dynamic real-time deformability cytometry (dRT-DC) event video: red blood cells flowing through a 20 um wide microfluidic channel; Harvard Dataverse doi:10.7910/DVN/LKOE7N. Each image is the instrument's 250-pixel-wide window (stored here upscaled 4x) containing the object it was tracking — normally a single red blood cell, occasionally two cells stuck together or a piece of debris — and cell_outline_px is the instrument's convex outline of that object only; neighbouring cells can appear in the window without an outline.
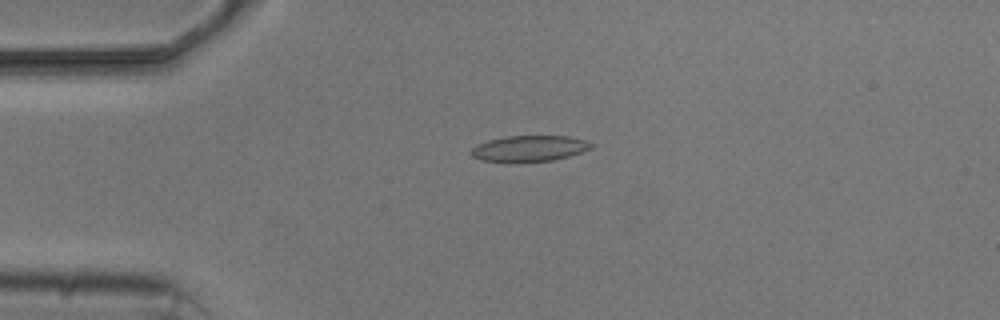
{"species": "common noctule bat (a hibernating species)", "species_latin": "Nyctalus noctula", "temperature_condition": "cold", "stored_images_in_passage": 8, "camera_frame_rate_fps": 3000, "um_per_image_px": 0.085, "animal": {"sex": "male", "body_mass_g": 20.5, "forearm_length_mm": 52.5}, "frame": {"image": 1, "passage_image": 3, "time_ms": 2.0, "image_size_px": [1000, 320], "cell_outline_px": [[592, 148], [568, 156], [552, 160], [516, 164], [480, 160], [472, 156], [468, 152], [476, 144], [488, 140], [504, 136], [568, 136], [584, 140], [592, 144]], "centroid_in_image_um": [44.89, 12.65], "position_along_channel_um": 40.1, "area_um2": 18.61}}
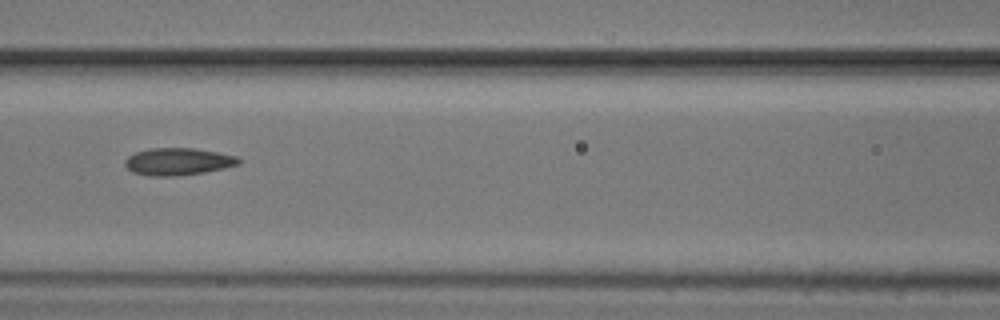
{"frame": {"image": 2, "passage_image": 6, "time_ms": 5.667, "image_size_px": [1000, 320], "cell_outline_px": [[244, 160], [240, 164], [224, 168], [204, 172], [180, 176], [148, 176], [132, 172], [124, 164], [124, 160], [128, 156], [136, 152], [152, 148], [192, 148], [216, 152], [236, 156]], "centroid_in_image_um": [15.14, 13.74], "position_along_channel_um": 151.5, "area_um2": 18.15}}
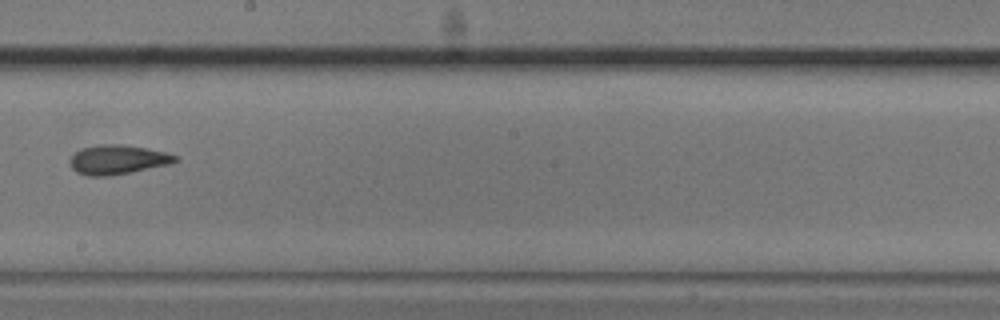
{"frame": {"image": 3, "passage_image": 8, "time_ms": 8.0, "image_size_px": [1000, 320], "cell_outline_px": [[180, 160], [172, 164], [132, 172], [108, 176], [88, 176], [76, 172], [72, 168], [72, 156], [80, 148], [100, 144], [120, 144], [148, 148], [180, 156]], "centroid_in_image_um": [10.07, 13.57], "position_along_channel_um": 238.1, "area_um2": 18.15}}